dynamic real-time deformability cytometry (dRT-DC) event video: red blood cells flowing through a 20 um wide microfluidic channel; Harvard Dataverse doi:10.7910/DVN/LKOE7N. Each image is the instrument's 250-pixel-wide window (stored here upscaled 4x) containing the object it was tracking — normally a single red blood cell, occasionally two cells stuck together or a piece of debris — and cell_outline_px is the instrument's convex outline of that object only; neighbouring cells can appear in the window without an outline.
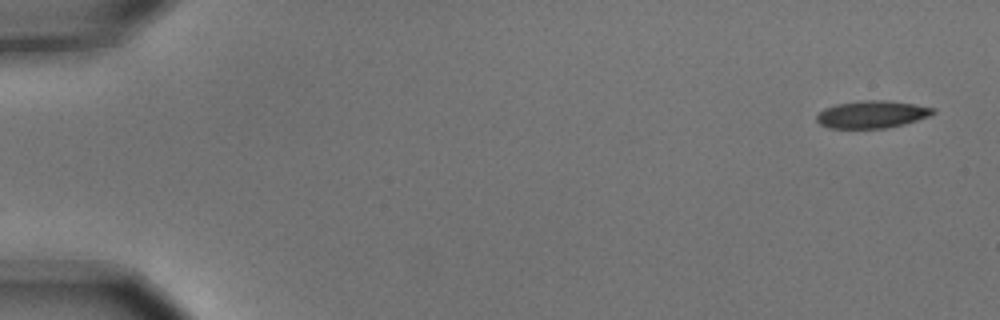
{"species": "common noctule bat (a hibernating species)", "species_latin": "Nyctalus noctula", "temperature_condition": "cold", "stored_images_in_passage": 2, "camera_frame_rate_fps": 3000, "um_per_image_px": 0.085, "animal": {"sex": "male", "body_mass_g": 15.6}, "frame": {"image": 1, "passage_image": 2, "time_ms": 0.333, "image_size_px": [1000, 320], "cell_outline_px": [[936, 112], [928, 116], [904, 124], [884, 128], [828, 128], [820, 124], [816, 120], [816, 116], [824, 108], [836, 104], [864, 100], [888, 100], [916, 104], [936, 108]], "centroid_in_image_um": [74.12, 9.71], "position_along_channel_um": 10.9, "area_um2": 18.61}}